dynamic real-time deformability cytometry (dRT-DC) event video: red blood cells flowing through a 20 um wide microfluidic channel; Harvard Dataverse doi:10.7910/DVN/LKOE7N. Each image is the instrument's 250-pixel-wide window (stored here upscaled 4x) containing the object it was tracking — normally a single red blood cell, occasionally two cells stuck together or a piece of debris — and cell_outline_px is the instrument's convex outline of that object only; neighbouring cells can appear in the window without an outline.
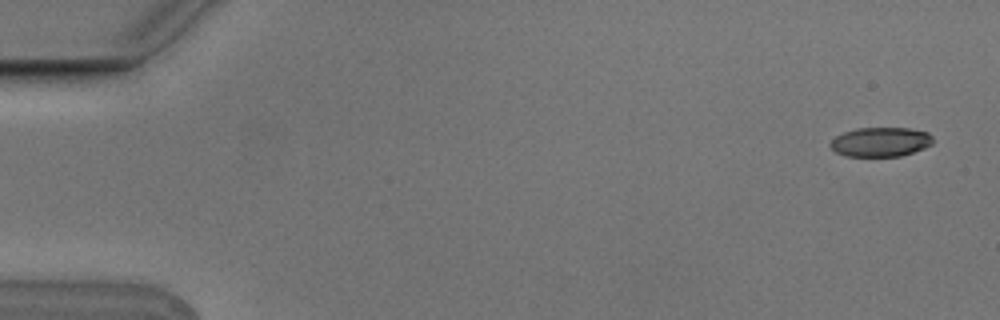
{"species": "Egyptian fruit bat (a non-hibernating species)", "species_latin": "Rousettus aegyptiacus", "temperature_condition": "cold", "stored_images_in_passage": 6, "segment_of_instrument_passage": [2, 2], "camera_frame_rate_fps": 3000, "um_per_image_px": 0.085, "animal": {"sex": "male"}, "frame": {"image": 1, "passage_image": 6, "time_ms": 1.667, "image_size_px": [1000, 320], "cell_outline_px": [[932, 144], [924, 148], [900, 156], [848, 156], [836, 152], [828, 144], [836, 136], [844, 132], [856, 128], [912, 128], [928, 132], [932, 136]], "centroid_in_image_um": [74.85, 12.05], "position_along_channel_um": 10.1, "area_um2": 17.51}}